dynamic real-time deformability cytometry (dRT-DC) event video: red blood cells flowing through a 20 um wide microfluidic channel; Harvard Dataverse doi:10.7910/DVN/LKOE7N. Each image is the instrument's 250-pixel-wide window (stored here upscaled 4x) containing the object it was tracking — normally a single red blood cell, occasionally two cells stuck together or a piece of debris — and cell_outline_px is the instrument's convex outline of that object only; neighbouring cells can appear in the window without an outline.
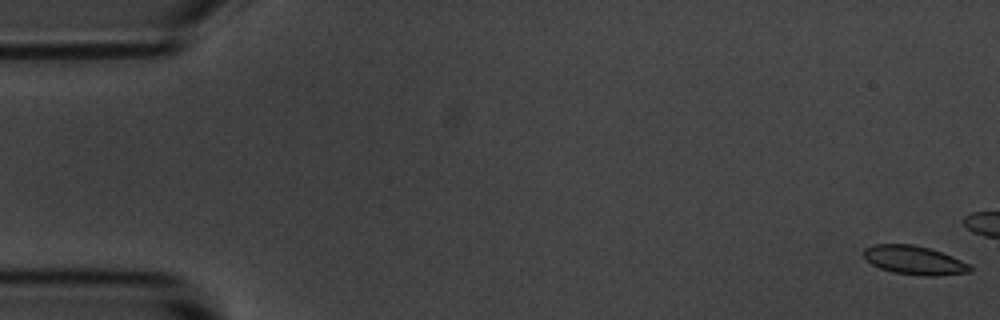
{"species": "common noctule bat (a hibernating species)", "species_latin": "Nyctalus noctula", "temperature_condition": "room temperature", "stored_images_in_passage": 15, "camera_frame_rate_fps": 3000, "um_per_image_px": 0.085, "animal": {"sex": "male", "body_mass_g": 20.1, "forearm_length_mm": 53.5}, "frame": {"image": 1, "passage_image": 1, "time_ms": 0.0, "image_size_px": [1000, 320], "cell_outline_px": [[972, 272], [936, 276], [924, 276], [892, 272], [880, 268], [872, 264], [864, 256], [864, 248], [876, 244], [912, 244], [928, 248], [952, 256], [968, 264], [972, 268]], "centroid_in_image_um": [77.72, 22.12], "position_along_channel_um": 7.3, "area_um2": 17.69}}